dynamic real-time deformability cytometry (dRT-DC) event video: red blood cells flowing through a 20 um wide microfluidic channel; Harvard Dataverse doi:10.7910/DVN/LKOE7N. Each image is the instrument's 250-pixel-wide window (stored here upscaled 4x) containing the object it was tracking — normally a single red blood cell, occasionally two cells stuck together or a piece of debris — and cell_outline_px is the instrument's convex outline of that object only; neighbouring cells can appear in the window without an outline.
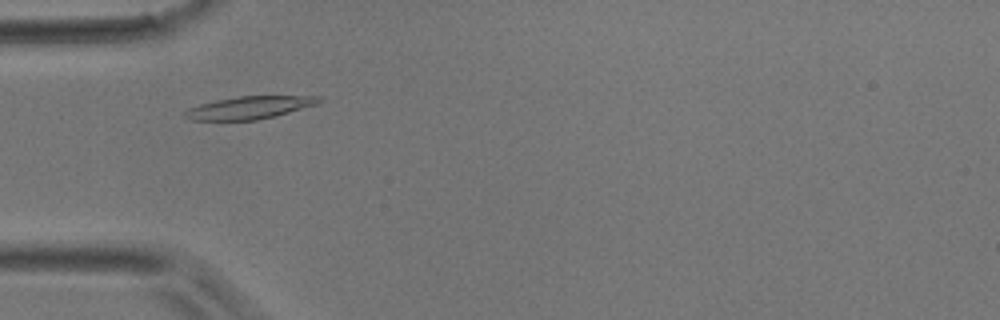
{"species": "common noctule bat (a hibernating species)", "species_latin": "Nyctalus noctula", "temperature_condition": "room temperature", "stored_images_in_passage": 4, "camera_frame_rate_fps": 3000, "um_per_image_px": 0.085, "animal": {"sex": "male", "body_mass_g": 17.9}, "frame": {"image": 1, "passage_image": 4, "time_ms": 1.0, "image_size_px": [1000, 320], "cell_outline_px": [[320, 100], [316, 104], [276, 116], [256, 120], [192, 120], [184, 116], [184, 112], [188, 108], [200, 104], [216, 100], [240, 96], [320, 96]], "centroid_in_image_um": [21.17, 9.15], "position_along_channel_um": 63.8, "area_um2": 17.46}}